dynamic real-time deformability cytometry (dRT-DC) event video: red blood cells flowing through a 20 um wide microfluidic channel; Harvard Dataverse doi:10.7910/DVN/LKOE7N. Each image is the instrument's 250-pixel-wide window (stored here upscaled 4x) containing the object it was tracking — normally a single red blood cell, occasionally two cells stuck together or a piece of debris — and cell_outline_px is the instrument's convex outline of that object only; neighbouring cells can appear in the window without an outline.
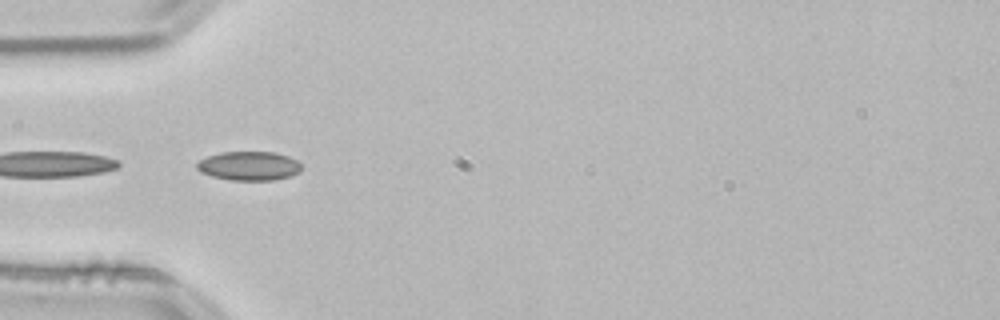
{"species": "common noctule bat (a hibernating species)", "species_latin": "Nyctalus noctula", "temperature_condition": "room temperature", "stored_images_in_passage": 19, "segment_of_instrument_passage": [2, 2], "camera_frame_rate_fps": 3000, "um_per_image_px": 0.085, "animal": {"sex": "male", "body_mass_g": 21.5, "forearm_length_mm": 52.0}, "frame": {"image": 1, "passage_image": 17, "time_ms": 5.333, "image_size_px": [1000, 320], "cell_outline_px": [[300, 172], [288, 176], [272, 180], [228, 180], [212, 176], [200, 172], [196, 168], [196, 164], [200, 160], [208, 156], [220, 152], [276, 152], [288, 156], [296, 160], [300, 164]], "centroid_in_image_um": [21.14, 14.1], "position_along_channel_um": 63.9, "area_um2": 17.63}}